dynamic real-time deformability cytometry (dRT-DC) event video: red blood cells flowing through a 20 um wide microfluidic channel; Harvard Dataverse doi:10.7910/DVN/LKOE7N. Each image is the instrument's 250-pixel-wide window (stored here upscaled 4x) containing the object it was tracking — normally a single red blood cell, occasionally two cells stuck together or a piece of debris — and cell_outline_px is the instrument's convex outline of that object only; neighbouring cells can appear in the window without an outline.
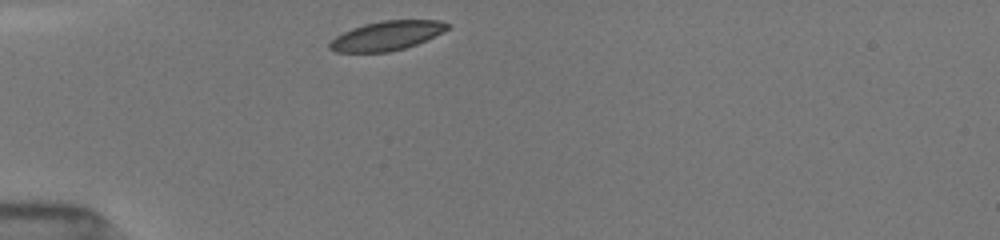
{"species": "common noctule bat (a hibernating species)", "species_latin": "Nyctalus noctula", "temperature_condition": "room temperature", "stored_images_in_passage": 33, "camera_frame_rate_fps": 3000, "um_per_image_px": 0.085, "animal": {"sex": "female", "body_mass_g": 19.5, "forearm_length_mm": 54.1}, "frame": {"image": 1, "passage_image": 1, "time_ms": 0.0, "image_size_px": [1000, 240], "cell_outline_px": [[452, 24], [444, 32], [416, 44], [404, 48], [388, 52], [336, 52], [328, 48], [328, 44], [336, 36], [352, 28], [364, 24], [384, 20], [440, 20]], "centroid_in_image_um": [32.89, 3.03], "position_along_channel_um": 52.1, "area_um2": 20.06}}
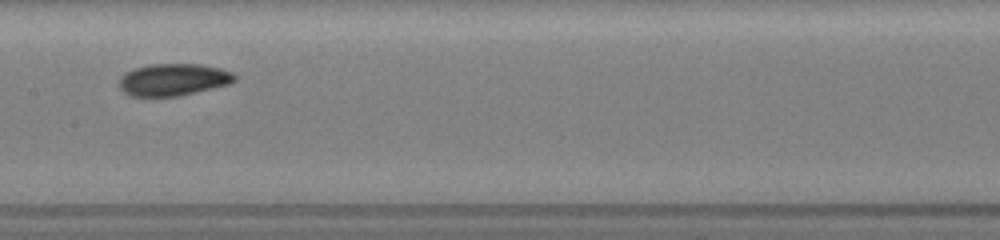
{"frame": {"image": 2, "passage_image": 13, "time_ms": 4.0, "image_size_px": [1000, 240], "cell_outline_px": [[236, 80], [228, 84], [180, 96], [128, 96], [120, 88], [120, 76], [124, 72], [132, 68], [148, 64], [200, 64], [220, 68], [232, 72], [236, 76]], "centroid_in_image_um": [14.7, 6.76], "position_along_channel_um": 192.7, "area_um2": 21.73}}
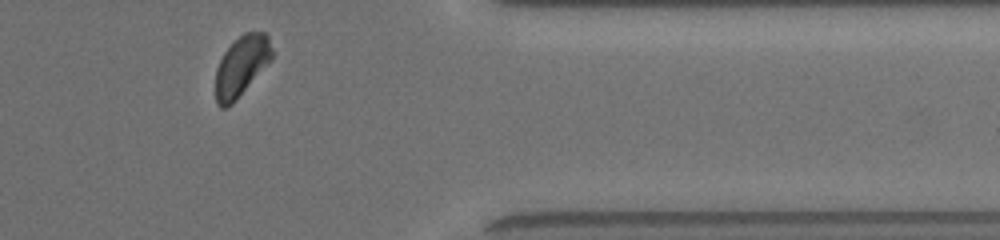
{"frame": {"image": 3, "passage_image": 29, "time_ms": 9.333, "image_size_px": [1000, 240], "cell_outline_px": [[272, 60], [232, 104], [224, 108], [220, 108], [216, 104], [216, 68], [224, 52], [244, 32], [264, 32], [268, 36], [272, 48]], "centroid_in_image_um": [20.53, 5.62], "position_along_channel_um": 390.9, "area_um2": 19.65}, "authors_computed_cell_mechanics": {"area_um2": 21.3282, "velocity_mm_per_s": 3.9793, "shape_relaxation_time_tau1_ms": 1.7522, "shape_relaxation_time_tau2_ms": 2.841, "deformation_change_tau1": 0.0834, "deformation_change_tau2": 0.0684}}